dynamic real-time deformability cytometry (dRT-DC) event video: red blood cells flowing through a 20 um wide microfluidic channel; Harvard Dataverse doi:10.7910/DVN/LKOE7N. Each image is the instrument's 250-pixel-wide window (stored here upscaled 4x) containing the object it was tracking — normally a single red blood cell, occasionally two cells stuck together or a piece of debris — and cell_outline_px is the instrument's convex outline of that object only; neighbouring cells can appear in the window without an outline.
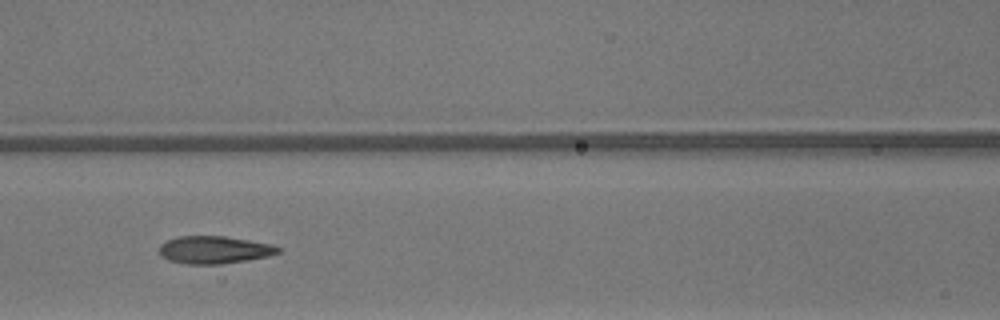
{"species": "common noctule bat (a hibernating species)", "species_latin": "Nyctalus noctula", "temperature_condition": "warm", "stored_images_in_passage": 16, "camera_frame_rate_fps": 3000, "um_per_image_px": 0.085, "animal": {"sex": "male", "body_mass_g": 13.3}, "frame": {"image": 1, "passage_image": 7, "time_ms": 2.0, "image_size_px": [1000, 320], "cell_outline_px": [[280, 252], [268, 256], [248, 260], [220, 264], [184, 264], [168, 260], [160, 256], [160, 244], [168, 240], [180, 236], [224, 236], [272, 244], [280, 248]], "centroid_in_image_um": [18.2, 21.24], "position_along_channel_um": 148.4, "area_um2": 19.07}}
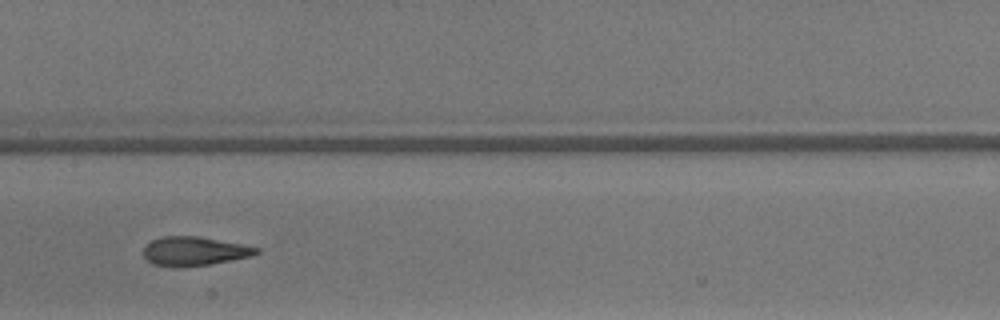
{"frame": {"image": 2, "passage_image": 10, "time_ms": 3.0, "image_size_px": [1000, 320], "cell_outline_px": [[260, 252], [252, 256], [232, 260], [208, 264], [176, 268], [172, 268], [152, 264], [144, 256], [144, 248], [152, 240], [164, 236], [200, 236], [260, 248]], "centroid_in_image_um": [16.51, 21.36], "position_along_channel_um": 190.9, "area_um2": 19.07}}